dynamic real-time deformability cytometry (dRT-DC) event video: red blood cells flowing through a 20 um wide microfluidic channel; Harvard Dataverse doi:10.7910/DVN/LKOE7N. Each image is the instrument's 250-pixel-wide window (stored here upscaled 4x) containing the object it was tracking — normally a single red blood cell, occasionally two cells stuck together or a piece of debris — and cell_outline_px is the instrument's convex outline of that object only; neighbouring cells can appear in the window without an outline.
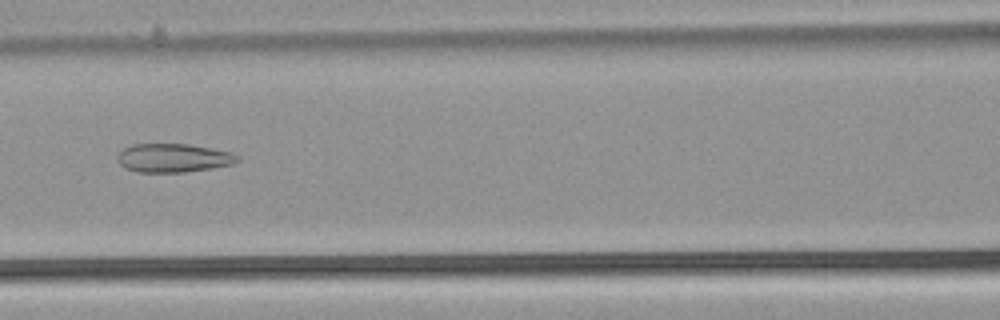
{"species": "common noctule bat (a hibernating species)", "species_latin": "Nyctalus noctula", "temperature_condition": "warm", "stored_images_in_passage": 51, "camera_frame_rate_fps": 3000, "um_per_image_px": 0.085, "animal": {"sex": "male", "body_mass_g": 21.5, "forearm_length_mm": 52.0}, "frame": {"image": 1, "passage_image": 24, "time_ms": 7.667, "image_size_px": [1000, 320], "cell_outline_px": [[240, 160], [232, 164], [212, 168], [184, 172], [136, 172], [124, 168], [116, 160], [116, 156], [124, 148], [132, 144], [188, 144], [232, 152], [240, 156]], "centroid_in_image_um": [14.72, 13.43], "position_along_channel_um": 151.9, "area_um2": 20.17}}
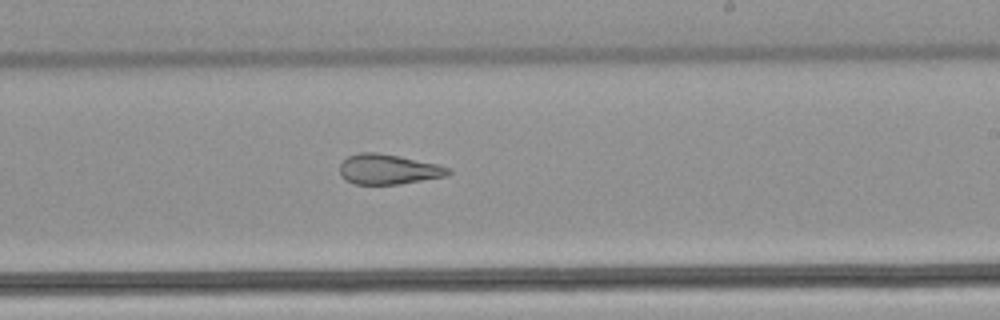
{"frame": {"image": 2, "passage_image": 32, "time_ms": 10.333, "image_size_px": [1000, 320], "cell_outline_px": [[452, 172], [448, 176], [400, 184], [352, 184], [344, 180], [340, 172], [340, 164], [348, 156], [360, 152], [376, 152], [436, 164], [448, 168]], "centroid_in_image_um": [32.98, 14.4], "position_along_channel_um": 256.0, "area_um2": 18.9}}
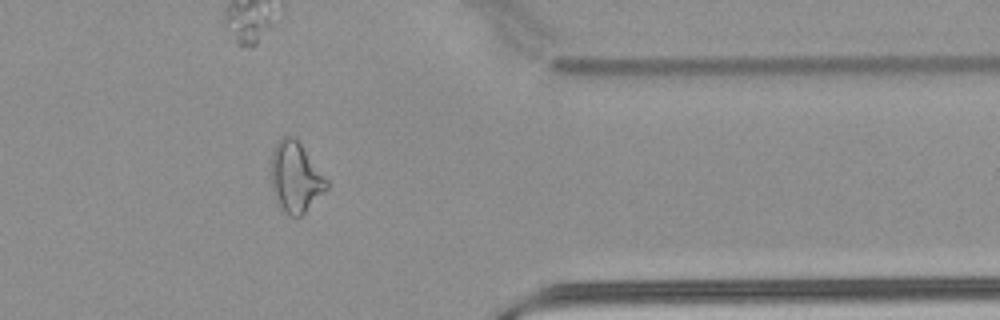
{"frame": {"image": 3, "passage_image": 43, "time_ms": 14.0, "image_size_px": [1000, 320], "cell_outline_px": [[328, 188], [300, 216], [288, 216], [276, 204], [272, 188], [272, 152], [280, 136], [296, 136], [328, 180]], "centroid_in_image_um": [25.11, 15.04], "position_along_channel_um": 386.3, "area_um2": 22.89}}